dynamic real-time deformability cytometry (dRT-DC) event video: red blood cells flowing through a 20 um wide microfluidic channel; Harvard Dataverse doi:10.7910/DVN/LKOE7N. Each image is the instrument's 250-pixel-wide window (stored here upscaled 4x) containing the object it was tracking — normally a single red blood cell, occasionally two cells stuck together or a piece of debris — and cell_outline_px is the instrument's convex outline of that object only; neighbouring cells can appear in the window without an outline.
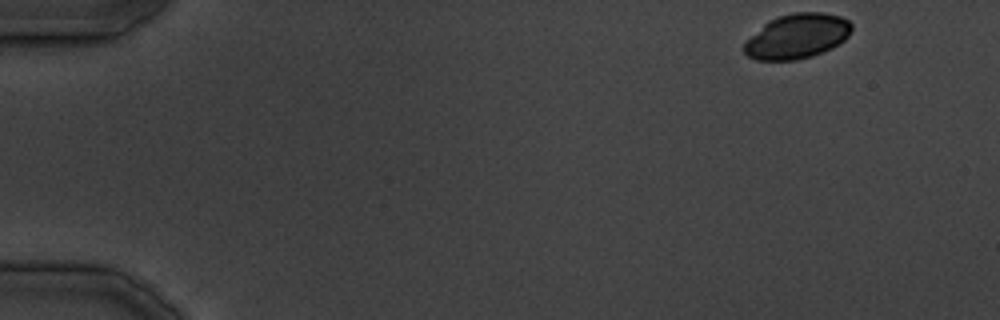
{"species": "common noctule bat (a hibernating species)", "species_latin": "Nyctalus noctula", "temperature_condition": "cold", "stored_images_in_passage": 12, "camera_frame_rate_fps": 3000, "um_per_image_px": 0.085, "animal": {"sex": "male", "body_mass_g": 19.5, "forearm_length_mm": 54.6}, "frame": {"image": 1, "passage_image": 1, "time_ms": 0.0, "image_size_px": [1000, 320], "cell_outline_px": [[852, 28], [848, 36], [844, 40], [832, 48], [812, 56], [796, 60], [756, 60], [748, 56], [744, 52], [744, 44], [768, 20], [792, 12], [820, 12], [840, 16], [848, 20], [852, 24]], "centroid_in_image_um": [67.77, 3.08], "position_along_channel_um": 17.2, "area_um2": 27.86}}